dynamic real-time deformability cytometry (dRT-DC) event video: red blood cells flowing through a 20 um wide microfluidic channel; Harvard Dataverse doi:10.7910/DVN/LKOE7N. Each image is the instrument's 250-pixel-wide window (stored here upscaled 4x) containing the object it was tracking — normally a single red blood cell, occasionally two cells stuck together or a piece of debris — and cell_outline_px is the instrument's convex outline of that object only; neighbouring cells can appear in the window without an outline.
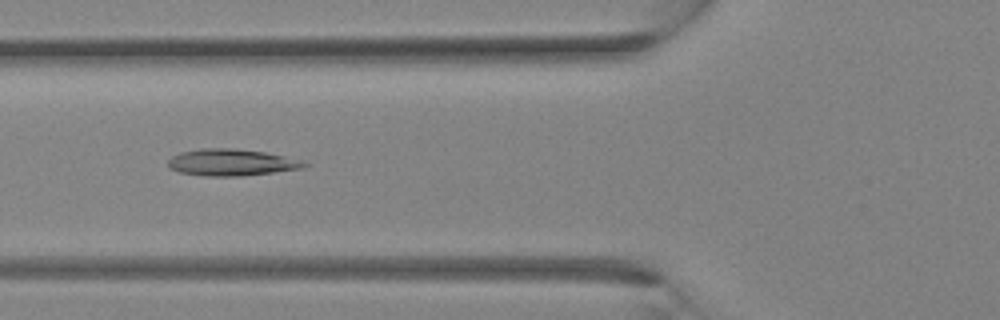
{"species": "Egyptian fruit bat (a non-hibernating species)", "species_latin": "Rousettus aegyptiacus", "temperature_condition": "room temperature", "stored_images_in_passage": 34, "camera_frame_rate_fps": 3000, "um_per_image_px": 0.085, "animal": {"sex": "female"}, "frame": {"image": 1, "passage_image": 13, "time_ms": 4.0, "image_size_px": [1000, 320], "cell_outline_px": [[308, 164], [304, 168], [240, 176], [204, 176], [180, 172], [168, 168], [168, 160], [172, 156], [180, 152], [200, 148], [236, 148], [264, 152], [284, 156]], "centroid_in_image_um": [19.59, 13.8], "position_along_channel_um": 106.2, "area_um2": 21.04}}
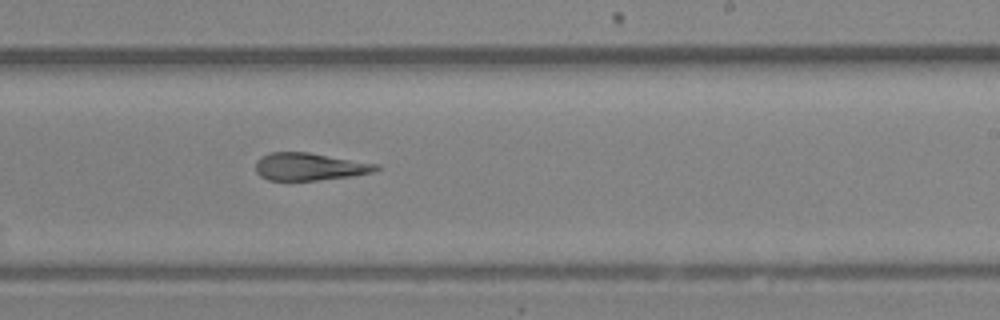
{"frame": {"image": 2, "passage_image": 21, "time_ms": 6.667, "image_size_px": [1000, 320], "cell_outline_px": [[380, 168], [372, 172], [352, 176], [316, 180], [268, 180], [260, 176], [256, 172], [256, 160], [272, 152], [308, 152], [380, 164]], "centroid_in_image_um": [26.32, 14.16], "position_along_channel_um": 262.7, "area_um2": 19.25}}
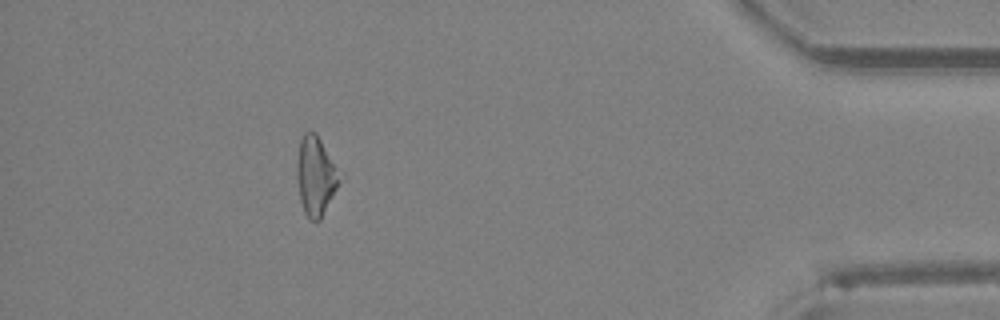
{"frame": {"image": 3, "passage_image": 31, "time_ms": 10.0, "image_size_px": [1000, 320], "cell_outline_px": [[344, 172], [320, 220], [312, 220], [304, 212], [300, 200], [296, 180], [296, 164], [300, 140], [304, 132], [316, 132]], "centroid_in_image_um": [26.86, 14.89], "position_along_channel_um": 408.3, "area_um2": 20.11}}